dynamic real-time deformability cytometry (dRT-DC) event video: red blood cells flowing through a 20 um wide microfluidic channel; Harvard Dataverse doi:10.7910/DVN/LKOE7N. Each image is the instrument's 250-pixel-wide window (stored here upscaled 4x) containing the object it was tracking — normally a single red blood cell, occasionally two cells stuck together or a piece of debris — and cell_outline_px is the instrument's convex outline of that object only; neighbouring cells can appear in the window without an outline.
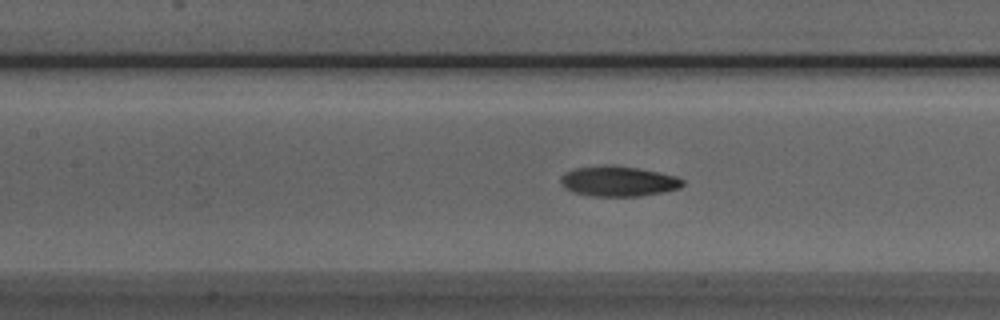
{"species": "Egyptian fruit bat (a non-hibernating species)", "species_latin": "Rousettus aegyptiacus", "temperature_condition": "room temperature", "stored_images_in_passage": 53, "camera_frame_rate_fps": 3000, "um_per_image_px": 0.085, "animal": {"sex": "male"}, "frame": {"image": 1, "passage_image": 22, "time_ms": 7.0, "image_size_px": [1000, 320], "cell_outline_px": [[684, 184], [680, 188], [664, 192], [640, 196], [592, 196], [572, 192], [564, 188], [560, 184], [560, 176], [564, 172], [576, 168], [604, 164], [608, 164], [636, 168], [676, 176], [684, 180]], "centroid_in_image_um": [52.51, 15.41], "position_along_channel_um": 154.9, "area_um2": 21.68}}
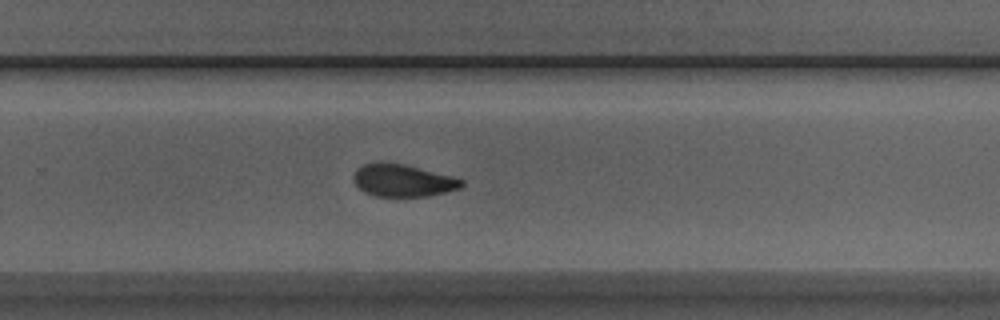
{"frame": {"image": 2, "passage_image": 33, "time_ms": 10.667, "image_size_px": [1000, 320], "cell_outline_px": [[464, 184], [460, 188], [428, 196], [376, 196], [364, 192], [352, 180], [352, 176], [356, 168], [364, 164], [380, 160], [384, 160], [404, 164], [452, 176], [464, 180]], "centroid_in_image_um": [34.19, 15.31], "position_along_channel_um": 295.6, "area_um2": 20.63}}
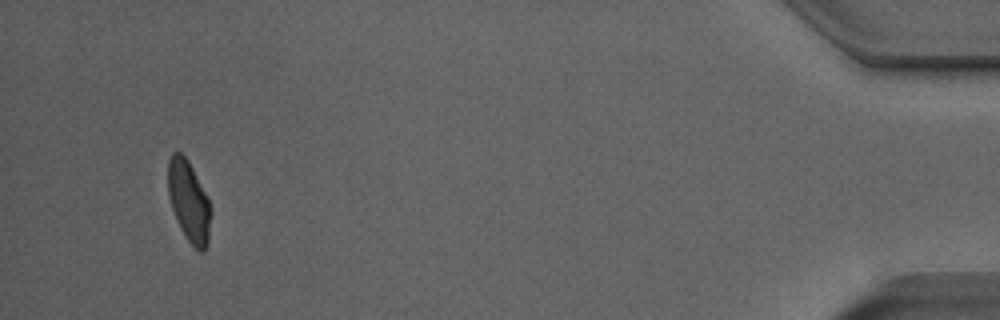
{"frame": {"image": 3, "passage_image": 49, "time_ms": 16.0, "image_size_px": [1000, 320], "cell_outline_px": [[212, 212], [208, 244], [204, 252], [200, 252], [184, 236], [180, 228], [172, 208], [168, 196], [168, 160], [172, 152], [180, 152], [188, 160], [212, 208]], "centroid_in_image_um": [16.06, 17.14], "position_along_channel_um": 419.1, "area_um2": 20.17}, "authors_computed_cell_mechanics": {"area_um2": 20.8658, "velocity_mm_per_s": 3.8514, "shape_relaxation_time_tau1_ms": 9.0495, "shape_relaxation_time_tau2_ms": 3.6709, "deformation_change_tau1": 0.2083, "deformation_change_tau2": 0.0821}}